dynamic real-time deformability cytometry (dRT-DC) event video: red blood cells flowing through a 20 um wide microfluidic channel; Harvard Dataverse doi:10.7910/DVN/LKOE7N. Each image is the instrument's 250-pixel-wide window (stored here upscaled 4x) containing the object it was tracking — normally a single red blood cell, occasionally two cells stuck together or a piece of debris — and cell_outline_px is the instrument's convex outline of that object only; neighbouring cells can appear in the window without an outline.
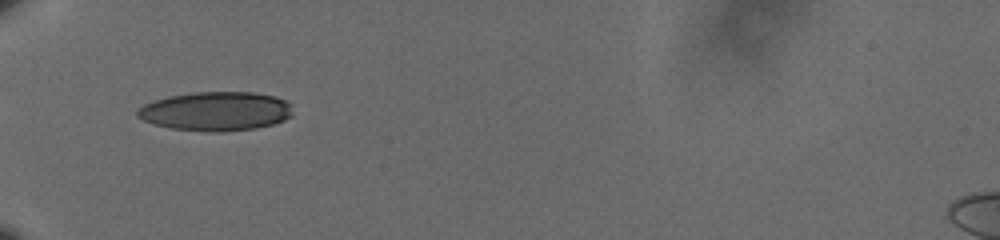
{"species": "human", "species_latin": "Homo sapiens", "temperature_condition": "cold", "stored_images_in_passage": 38, "camera_frame_rate_fps": 3000, "um_per_image_px": 0.085, "donor": {"sex": "male"}, "frame": {"image": 1, "passage_image": 1, "time_ms": 0.0, "image_size_px": [1000, 240], "cell_outline_px": [[292, 116], [284, 120], [272, 124], [256, 128], [224, 132], [208, 132], [172, 128], [156, 124], [144, 120], [136, 116], [136, 108], [144, 104], [156, 100], [172, 96], [192, 92], [252, 92], [276, 96], [288, 100], [292, 104]], "centroid_in_image_um": [18.4, 9.45], "position_along_channel_um": 66.6, "area_um2": 35.55}}
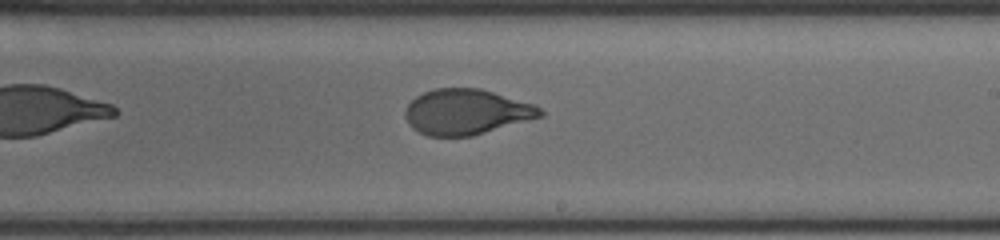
{"frame": {"image": 2, "passage_image": 17, "time_ms": 5.333, "image_size_px": [1000, 240], "cell_outline_px": [[544, 116], [472, 136], [428, 136], [412, 128], [408, 124], [404, 112], [408, 104], [416, 96], [424, 92], [436, 88], [480, 88], [532, 104], [540, 108], [544, 112]], "centroid_in_image_um": [39.62, 9.52], "position_along_channel_um": 249.4, "area_um2": 35.6}}
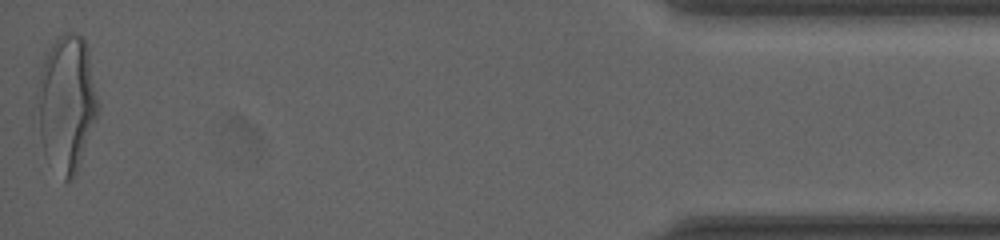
{"frame": {"image": 3, "passage_image": 38, "time_ms": 12.333, "image_size_px": [1000, 240], "cell_outline_px": [[96, 120], [76, 176], [72, 180], [64, 180], [40, 132], [36, 96], [36, 92], [40, 72], [44, 60], [52, 44], [64, 32], [72, 32], [84, 36], [88, 52], [96, 100]], "centroid_in_image_um": [5.68, 8.69], "position_along_channel_um": 429.5, "area_um2": 46.24}, "authors_computed_cell_mechanics": {"area_um2": 36.8186, "velocity_mm_per_s": 3.5898, "shape_relaxation_time_tau1_ms": 4.238, "shape_relaxation_time_tau2_ms": 0.5432, "deformation_change_tau1": 0.1722, "deformation_change_tau2": 0.0548}}